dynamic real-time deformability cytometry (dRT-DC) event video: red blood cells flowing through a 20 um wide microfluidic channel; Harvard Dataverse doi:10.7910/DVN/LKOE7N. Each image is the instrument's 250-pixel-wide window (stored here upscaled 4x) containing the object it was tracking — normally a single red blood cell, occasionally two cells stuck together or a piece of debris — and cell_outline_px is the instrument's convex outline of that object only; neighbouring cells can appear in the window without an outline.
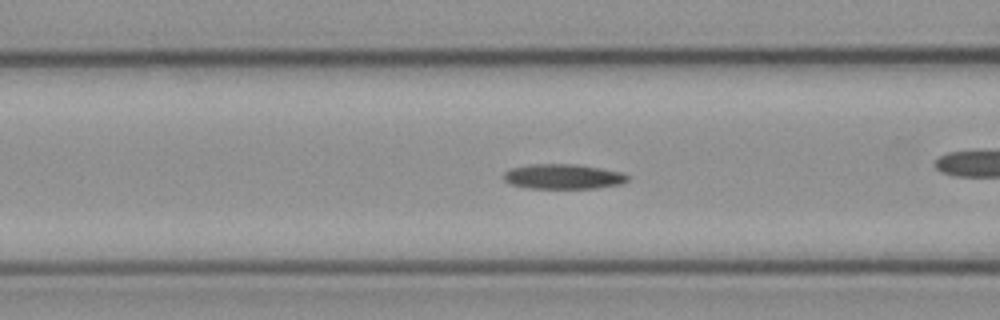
{"species": "common noctule bat (a hibernating species)", "species_latin": "Nyctalus noctula", "temperature_condition": "cold", "stored_images_in_passage": 26, "camera_frame_rate_fps": 3000, "um_per_image_px": 0.085, "animal": {"sex": "female", "body_mass_g": 21.9}, "frame": {"image": 1, "passage_image": 12, "time_ms": 3.667, "image_size_px": [1000, 320], "cell_outline_px": [[628, 180], [620, 184], [596, 188], [528, 188], [508, 184], [500, 176], [508, 168], [528, 164], [576, 164], [600, 168], [620, 172], [628, 176]], "centroid_in_image_um": [47.76, 15.0], "position_along_channel_um": 118.8, "area_um2": 18.21}}
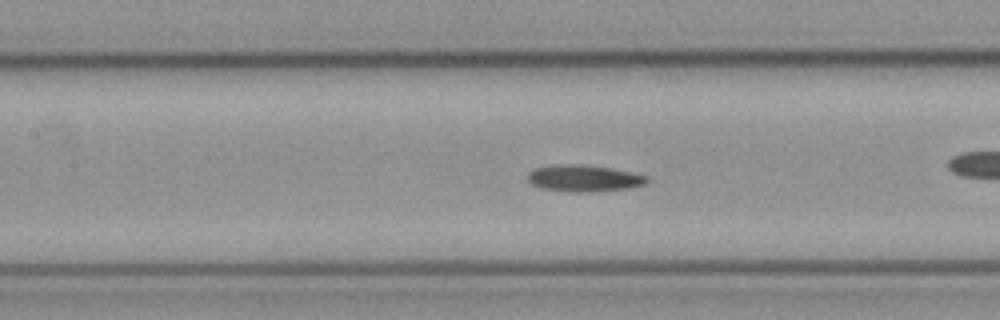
{"frame": {"image": 2, "passage_image": 15, "time_ms": 4.667, "image_size_px": [1000, 320], "cell_outline_px": [[648, 180], [644, 184], [628, 188], [592, 192], [572, 192], [540, 188], [532, 184], [528, 180], [528, 172], [536, 168], [552, 164], [580, 164], [612, 168], [632, 172], [648, 176]], "centroid_in_image_um": [49.61, 15.15], "position_along_channel_um": 157.8, "area_um2": 18.61}}